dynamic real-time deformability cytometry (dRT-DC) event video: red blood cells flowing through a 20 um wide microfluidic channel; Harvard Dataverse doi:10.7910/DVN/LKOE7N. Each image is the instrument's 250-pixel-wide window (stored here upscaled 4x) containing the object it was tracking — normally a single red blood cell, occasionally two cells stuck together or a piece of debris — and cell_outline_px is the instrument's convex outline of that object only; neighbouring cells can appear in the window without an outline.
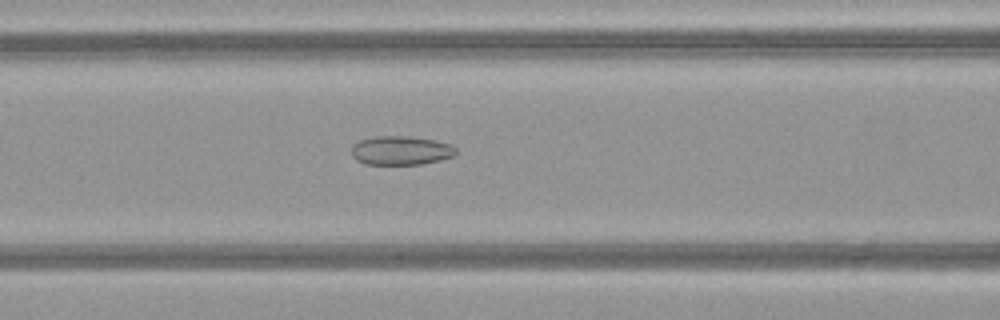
{"species": "common noctule bat (a hibernating species)", "species_latin": "Nyctalus noctula", "temperature_condition": "warm", "stored_images_in_passage": 50, "camera_frame_rate_fps": 3000, "um_per_image_px": 0.085, "animal": {"sex": "female", "body_mass_g": 21.9}, "frame": {"image": 1, "passage_image": 21, "time_ms": 6.667, "image_size_px": [1000, 320], "cell_outline_px": [[456, 152], [452, 156], [440, 160], [424, 164], [364, 164], [356, 160], [352, 156], [352, 144], [360, 140], [376, 136], [404, 136], [436, 140], [452, 144], [456, 148]], "centroid_in_image_um": [34.07, 12.79], "position_along_channel_um": 132.5, "area_um2": 17.69}}
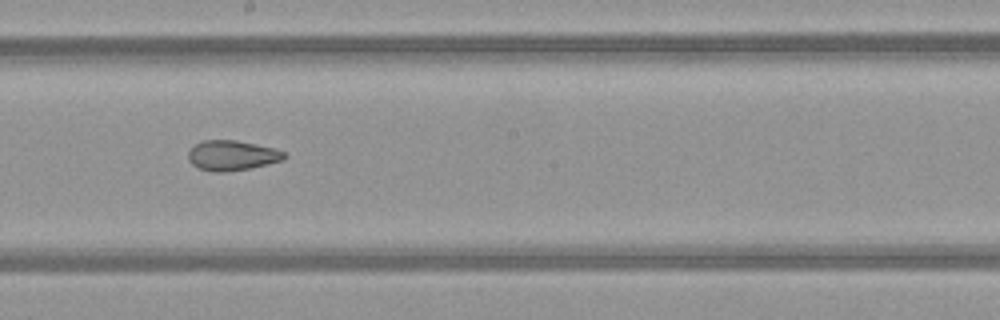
{"frame": {"image": 2, "passage_image": 28, "time_ms": 9.0, "image_size_px": [1000, 320], "cell_outline_px": [[288, 156], [284, 160], [248, 168], [224, 172], [212, 172], [200, 168], [192, 164], [188, 160], [188, 152], [196, 144], [204, 140], [236, 140], [276, 148], [284, 152]], "centroid_in_image_um": [19.74, 13.21], "position_along_channel_um": 228.5, "area_um2": 16.76}}
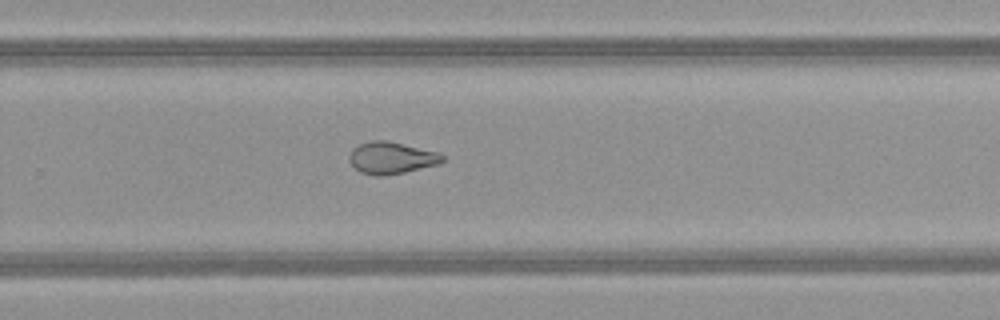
{"frame": {"image": 3, "passage_image": 33, "time_ms": 10.667, "image_size_px": [1000, 320], "cell_outline_px": [[444, 160], [436, 164], [404, 172], [384, 176], [376, 176], [360, 172], [348, 160], [348, 156], [352, 148], [360, 144], [372, 140], [388, 140], [436, 152], [444, 156]], "centroid_in_image_um": [33.21, 13.41], "position_along_channel_um": 296.6, "area_um2": 17.17}, "authors_computed_cell_mechanics": {"area_um2": 20.9814, "velocity_mm_per_s": 4.1016, "shape_relaxation_time_tau1_ms": null, "shape_relaxation_time_tau2_ms": 1.9301, "deformation_change_tau1": null, "deformation_change_tau2": 0.0896}}